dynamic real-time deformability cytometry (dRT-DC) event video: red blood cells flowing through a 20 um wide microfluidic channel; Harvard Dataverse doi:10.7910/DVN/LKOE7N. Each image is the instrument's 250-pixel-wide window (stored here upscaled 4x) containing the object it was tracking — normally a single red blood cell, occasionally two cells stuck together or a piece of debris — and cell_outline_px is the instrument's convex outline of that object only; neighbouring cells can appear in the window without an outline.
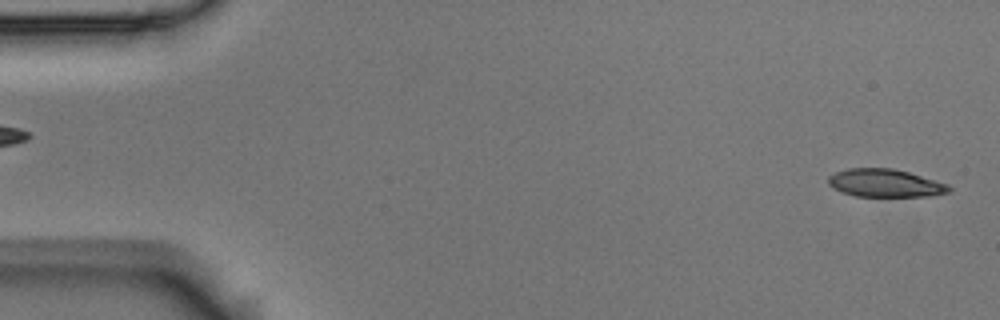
{"species": "Egyptian fruit bat (a non-hibernating species)", "species_latin": "Rousettus aegyptiacus", "temperature_condition": "room temperature", "stored_images_in_passage": 5, "segment_of_instrument_passage": [2, 2], "camera_frame_rate_fps": 3000, "um_per_image_px": 0.085, "animal": {"sex": "male"}, "frame": {"image": 1, "passage_image": 5, "time_ms": 1.333, "image_size_px": [1000, 320], "cell_outline_px": [[952, 192], [932, 196], [856, 196], [840, 192], [832, 188], [828, 184], [828, 176], [836, 172], [848, 168], [892, 168], [908, 172], [948, 184], [952, 188]], "centroid_in_image_um": [75.24, 15.57], "position_along_channel_um": 9.8, "area_um2": 19.77}}